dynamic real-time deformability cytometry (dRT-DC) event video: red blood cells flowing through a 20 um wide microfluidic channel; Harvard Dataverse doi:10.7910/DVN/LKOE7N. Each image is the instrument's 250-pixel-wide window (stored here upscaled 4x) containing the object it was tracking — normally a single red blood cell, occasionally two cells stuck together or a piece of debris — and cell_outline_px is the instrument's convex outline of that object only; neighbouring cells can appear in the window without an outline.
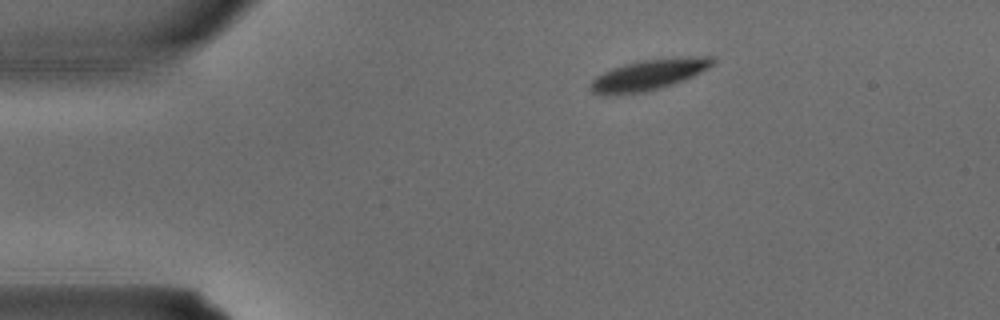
{"species": "common noctule bat (a hibernating species)", "species_latin": "Nyctalus noctula", "temperature_condition": "warm", "stored_images_in_passage": 3, "camera_frame_rate_fps": 3000, "um_per_image_px": 0.085, "animal": {"sex": "male", "body_mass_g": 15.6}, "frame": {"image": 1, "passage_image": 3, "time_ms": 0.667, "image_size_px": [1000, 320], "cell_outline_px": [[716, 60], [708, 68], [684, 80], [672, 84], [644, 92], [616, 96], [604, 96], [592, 92], [588, 88], [588, 84], [596, 76], [612, 68], [624, 64], [644, 60], [692, 56], [712, 56]], "centroid_in_image_um": [55.07, 6.38], "position_along_channel_um": 29.9, "area_um2": 22.02}}